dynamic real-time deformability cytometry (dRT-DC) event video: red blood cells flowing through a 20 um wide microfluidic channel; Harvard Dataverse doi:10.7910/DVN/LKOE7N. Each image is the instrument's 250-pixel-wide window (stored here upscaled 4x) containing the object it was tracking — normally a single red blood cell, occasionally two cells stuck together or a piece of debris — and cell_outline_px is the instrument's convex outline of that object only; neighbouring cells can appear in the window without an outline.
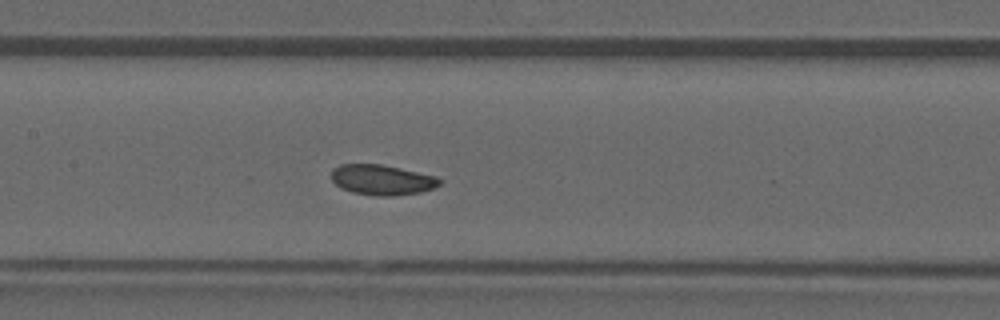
{"species": "common noctule bat (a hibernating species)", "species_latin": "Nyctalus noctula", "temperature_condition": "warm", "stored_images_in_passage": 41, "camera_frame_rate_fps": 3000, "um_per_image_px": 0.085, "animal": {"sex": "male", "forearm_length_mm": 52.5}, "frame": {"image": 1, "passage_image": 18, "time_ms": 5.667, "image_size_px": [1000, 320], "cell_outline_px": [[444, 180], [440, 184], [432, 188], [420, 192], [392, 196], [376, 196], [352, 192], [340, 188], [332, 180], [332, 168], [340, 164], [380, 164], [400, 168], [436, 176]], "centroid_in_image_um": [32.46, 15.28], "position_along_channel_um": 174.9, "area_um2": 19.13}}